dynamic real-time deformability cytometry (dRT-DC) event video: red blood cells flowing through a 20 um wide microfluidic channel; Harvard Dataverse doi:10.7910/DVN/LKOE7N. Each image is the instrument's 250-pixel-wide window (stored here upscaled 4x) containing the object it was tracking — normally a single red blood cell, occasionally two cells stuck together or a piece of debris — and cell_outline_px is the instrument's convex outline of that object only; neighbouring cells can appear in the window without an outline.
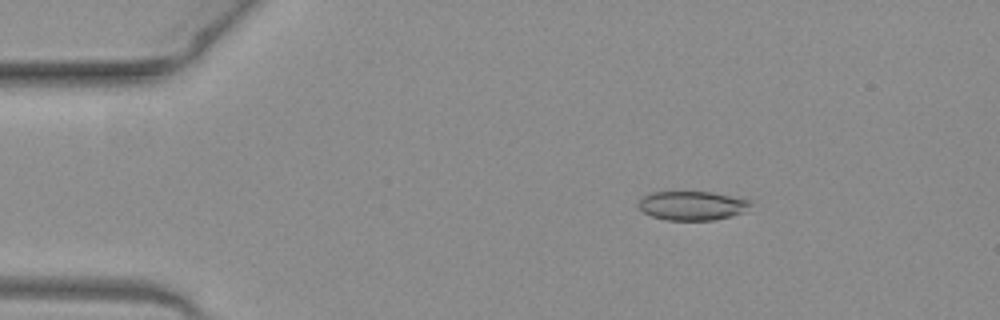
{"species": "common noctule bat (a hibernating species)", "species_latin": "Nyctalus noctula", "temperature_condition": "warm", "stored_images_in_passage": 50, "camera_frame_rate_fps": 3000, "um_per_image_px": 0.085, "animal": {"sex": "female", "body_mass_g": 19.3, "forearm_length_mm": 54.1}, "frame": {"image": 1, "passage_image": 8, "time_ms": 2.333, "image_size_px": [1000, 320], "cell_outline_px": [[752, 204], [744, 212], [732, 216], [712, 220], [664, 220], [652, 216], [644, 212], [636, 204], [644, 196], [652, 192], [712, 192], [752, 200]], "centroid_in_image_um": [58.85, 17.48], "position_along_channel_um": 26.1, "area_um2": 19.02}}
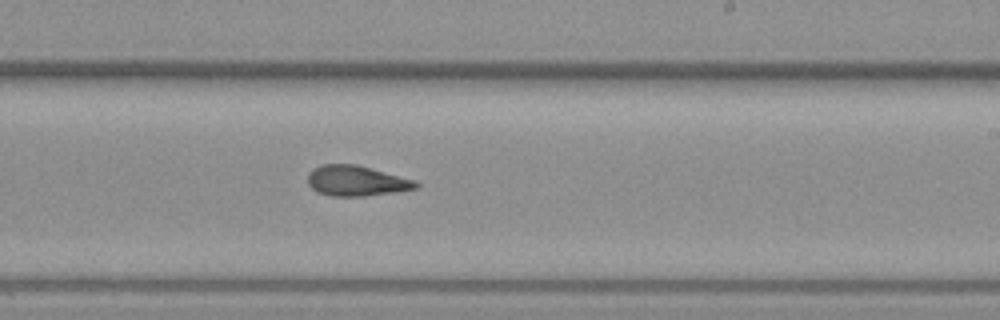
{"frame": {"image": 2, "passage_image": 30, "time_ms": 9.667, "image_size_px": [1000, 320], "cell_outline_px": [[420, 184], [416, 188], [396, 192], [364, 196], [332, 196], [316, 192], [308, 184], [308, 172], [312, 168], [320, 164], [356, 164], [416, 180]], "centroid_in_image_um": [30.27, 15.36], "position_along_channel_um": 258.7, "area_um2": 19.31}}
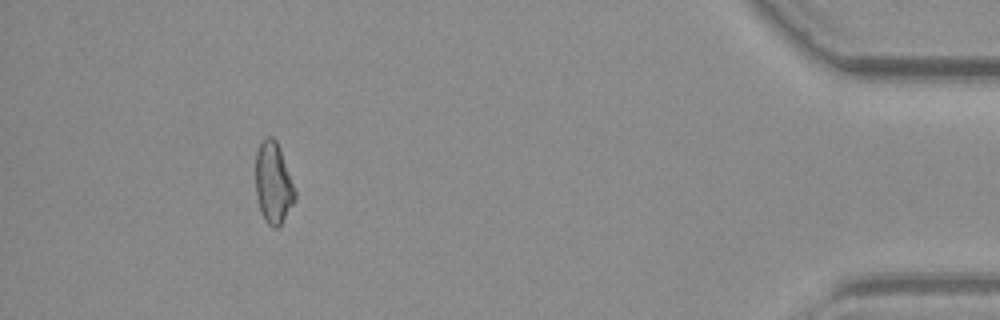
{"frame": {"image": 3, "passage_image": 46, "time_ms": 15.0, "image_size_px": [1000, 320], "cell_outline_px": [[296, 196], [292, 204], [280, 224], [276, 228], [272, 228], [264, 220], [256, 196], [256, 152], [260, 144], [268, 136], [272, 136], [276, 140], [280, 148], [296, 192]], "centroid_in_image_um": [23.22, 15.54], "position_along_channel_um": 412.0, "area_um2": 18.32}, "authors_computed_cell_mechanics": {"area_um2": 19.3052, "velocity_mm_per_s": 4.0758, "shape_relaxation_time_tau1_ms": null, "shape_relaxation_time_tau2_ms": 2.8586, "deformation_change_tau1": null, "deformation_change_tau2": 0.0874}}